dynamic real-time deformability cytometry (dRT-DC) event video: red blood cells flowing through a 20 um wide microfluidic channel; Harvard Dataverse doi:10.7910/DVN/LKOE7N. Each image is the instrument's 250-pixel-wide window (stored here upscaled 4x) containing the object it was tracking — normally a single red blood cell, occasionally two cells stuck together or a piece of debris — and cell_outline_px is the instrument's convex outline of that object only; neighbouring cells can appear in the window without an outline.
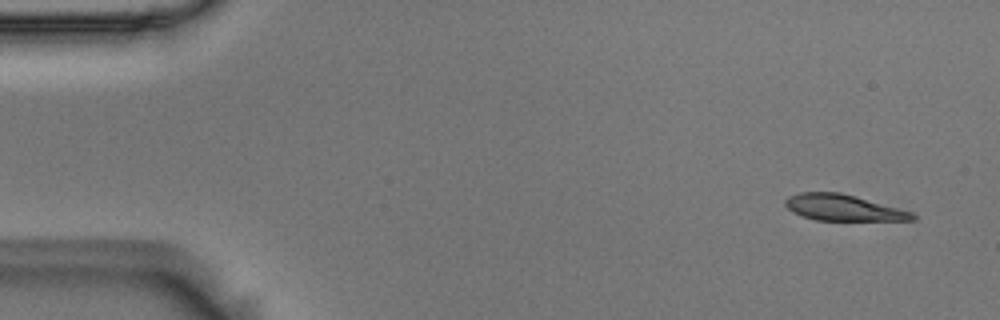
{"species": "Egyptian fruit bat (a non-hibernating species)", "species_latin": "Rousettus aegyptiacus", "temperature_condition": "room temperature", "stored_images_in_passage": 6, "camera_frame_rate_fps": 3000, "um_per_image_px": 0.085, "animal": {"sex": "male"}, "frame": {"image": 1, "passage_image": 1, "time_ms": 0.0, "image_size_px": [1000, 320], "cell_outline_px": [[916, 220], [816, 220], [792, 212], [784, 204], [784, 200], [788, 196], [800, 192], [840, 192], [856, 196], [912, 212], [916, 216]], "centroid_in_image_um": [71.65, 17.64], "position_along_channel_um": 13.4, "area_um2": 19.25}}
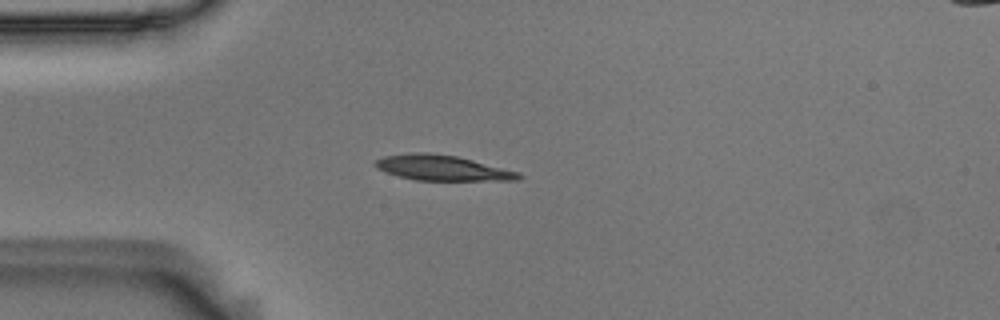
{"frame": {"image": 2, "passage_image": 4, "time_ms": 1.0, "image_size_px": [1000, 320], "cell_outline_px": [[524, 176], [520, 180], [416, 180], [400, 176], [388, 172], [372, 164], [376, 160], [384, 156], [412, 152], [428, 152], [456, 156], [520, 172]], "centroid_in_image_um": [37.63, 14.26], "position_along_channel_um": 47.4, "area_um2": 20.92}}
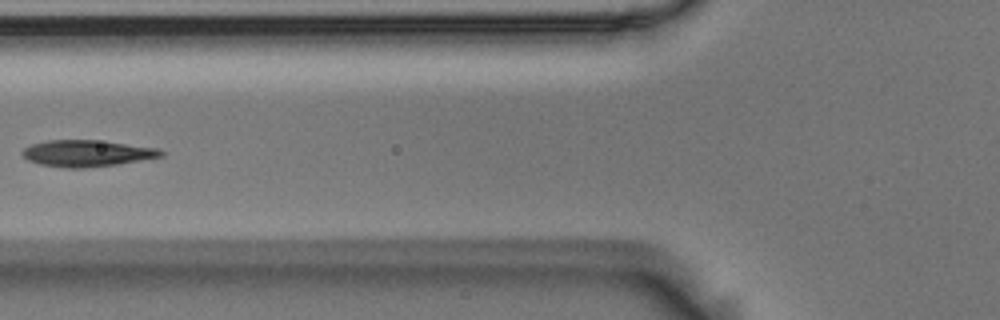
{"frame": {"image": 3, "passage_image": 6, "time_ms": 1.667, "image_size_px": [1000, 320], "cell_outline_px": [[164, 156], [116, 164], [84, 168], [68, 168], [40, 164], [28, 160], [20, 152], [24, 148], [32, 144], [48, 140], [96, 140], [160, 148], [164, 152]], "centroid_in_image_um": [7.39, 13.03], "position_along_channel_um": 118.4, "area_um2": 21.27}}